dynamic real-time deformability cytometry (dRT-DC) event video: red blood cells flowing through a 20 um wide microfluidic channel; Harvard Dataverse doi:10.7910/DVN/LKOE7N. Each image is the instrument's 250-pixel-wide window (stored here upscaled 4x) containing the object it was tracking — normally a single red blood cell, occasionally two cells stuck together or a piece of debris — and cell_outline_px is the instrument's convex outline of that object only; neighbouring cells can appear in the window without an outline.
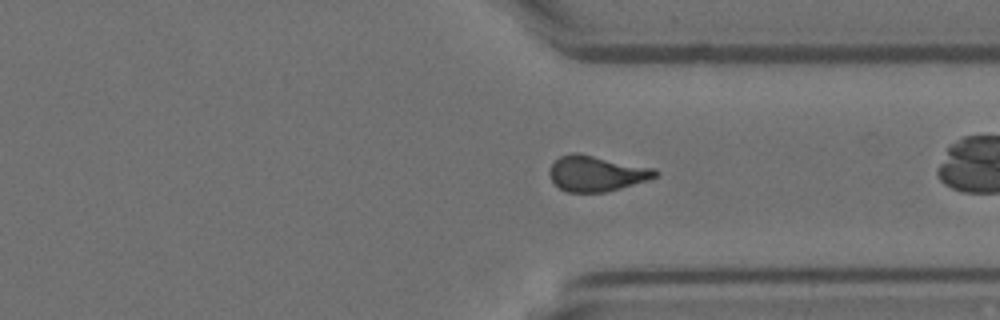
{"species": "Egyptian fruit bat (a non-hibernating species)", "species_latin": "Rousettus aegyptiacus", "temperature_condition": "room temperature", "stored_images_in_passage": 50, "camera_frame_rate_fps": 3000, "um_per_image_px": 0.085, "animal": {"sex": "female"}, "frame": {"image": 1, "passage_image": 36, "time_ms": 11.667, "image_size_px": [1000, 320], "cell_outline_px": [[660, 172], [656, 176], [648, 180], [620, 188], [604, 192], [568, 192], [560, 188], [552, 180], [548, 172], [552, 164], [560, 156], [572, 152], [580, 152], [656, 168]], "centroid_in_image_um": [50.72, 14.72], "position_along_channel_um": 360.7, "area_um2": 22.14}}